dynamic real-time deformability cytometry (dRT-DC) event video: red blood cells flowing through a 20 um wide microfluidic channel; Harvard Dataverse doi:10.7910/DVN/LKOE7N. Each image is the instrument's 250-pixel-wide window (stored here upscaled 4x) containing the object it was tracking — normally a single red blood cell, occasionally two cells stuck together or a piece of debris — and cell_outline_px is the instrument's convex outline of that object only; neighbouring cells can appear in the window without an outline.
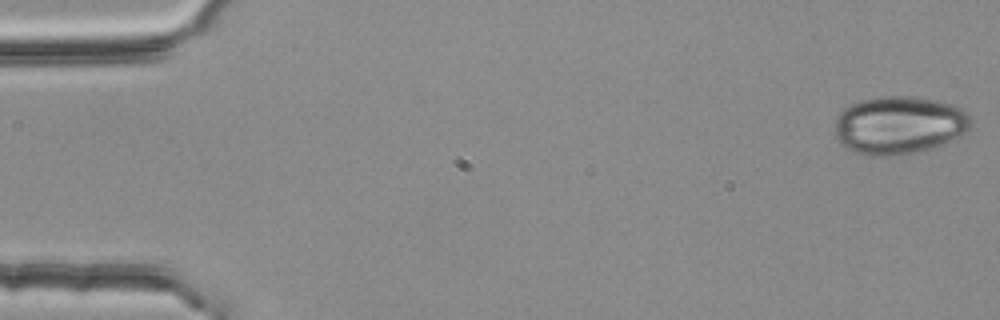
{"species": "common noctule bat (a hibernating species)", "species_latin": "Nyctalus noctula", "temperature_condition": "room temperature", "stored_images_in_passage": 11, "camera_frame_rate_fps": 3000, "um_per_image_px": 0.085, "animal": {"sex": "female", "body_mass_g": 25.1}, "frame": {"image": 1, "passage_image": 1, "time_ms": 0.0, "image_size_px": [1000, 320], "cell_outline_px": [[972, 128], [968, 132], [940, 144], [928, 148], [912, 152], [888, 156], [872, 156], [856, 152], [840, 144], [836, 136], [836, 116], [844, 108], [852, 104], [864, 100], [884, 96], [908, 96], [936, 100], [952, 104], [960, 108], [972, 120]], "centroid_in_image_um": [76.43, 10.63], "position_along_channel_um": 8.6, "area_um2": 45.49}}